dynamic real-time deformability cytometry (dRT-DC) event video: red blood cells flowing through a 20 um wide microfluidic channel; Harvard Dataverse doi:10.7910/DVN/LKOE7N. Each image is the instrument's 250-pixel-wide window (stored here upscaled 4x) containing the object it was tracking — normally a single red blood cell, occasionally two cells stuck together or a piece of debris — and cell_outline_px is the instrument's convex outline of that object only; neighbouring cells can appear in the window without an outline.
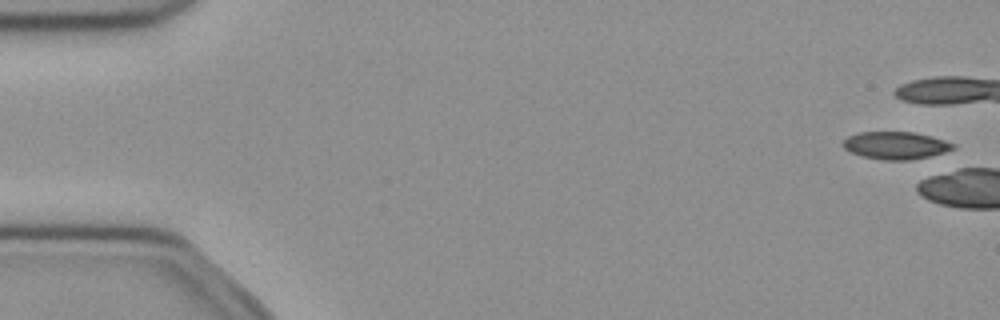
{"species": "common noctule bat (a hibernating species)", "species_latin": "Nyctalus noctula", "temperature_condition": "cold", "stored_images_in_passage": 6, "camera_frame_rate_fps": 3000, "um_per_image_px": 0.085, "animal": {"sex": "female", "body_mass_g": 21.9}, "frame": {"image": 1, "passage_image": 2, "time_ms": 0.333, "image_size_px": [1000, 320], "cell_outline_px": [[956, 148], [944, 152], [912, 160], [880, 160], [860, 156], [848, 152], [840, 144], [848, 136], [860, 132], [912, 132], [932, 136], [956, 144]], "centroid_in_image_um": [76.1, 12.37], "position_along_channel_um": 8.9, "area_um2": 17.86}}